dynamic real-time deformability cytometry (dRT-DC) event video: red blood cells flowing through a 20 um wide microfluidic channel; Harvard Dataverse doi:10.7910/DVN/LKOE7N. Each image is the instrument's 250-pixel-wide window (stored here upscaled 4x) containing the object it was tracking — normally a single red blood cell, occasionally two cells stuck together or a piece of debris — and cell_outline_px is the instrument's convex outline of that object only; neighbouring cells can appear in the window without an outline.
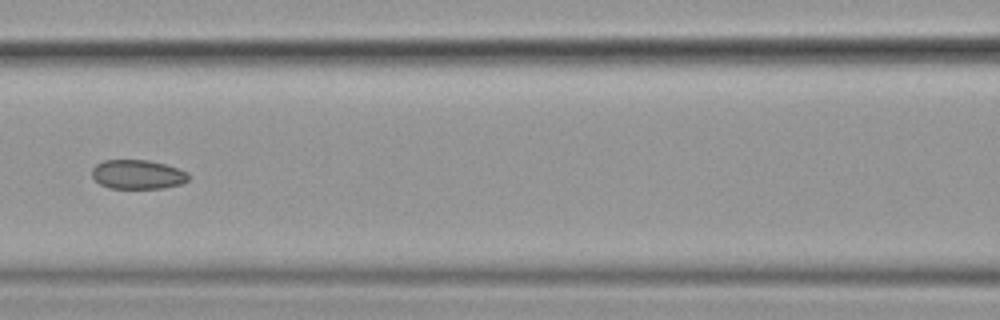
{"species": "common noctule bat (a hibernating species)", "species_latin": "Nyctalus noctula", "temperature_condition": "cold", "stored_images_in_passage": 9, "camera_frame_rate_fps": 3000, "um_per_image_px": 0.085, "animal": {"sex": "female", "body_mass_g": 19.9}, "frame": {"image": 1, "passage_image": 6, "time_ms": 1.667, "image_size_px": [1000, 320], "cell_outline_px": [[188, 180], [180, 184], [164, 188], [108, 188], [100, 184], [92, 176], [92, 168], [96, 164], [104, 160], [148, 160], [164, 164], [188, 172]], "centroid_in_image_um": [11.68, 14.83], "position_along_channel_um": 154.9, "area_um2": 16.36}}
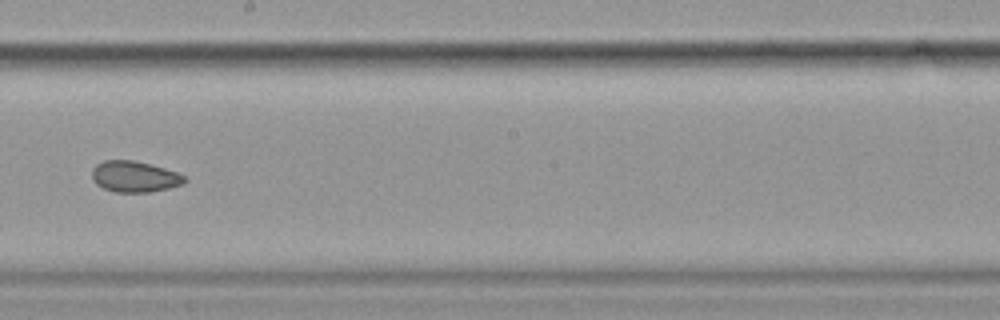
{"frame": {"image": 2, "passage_image": 8, "time_ms": 2.333, "image_size_px": [1000, 320], "cell_outline_px": [[188, 180], [184, 184], [168, 188], [148, 192], [116, 192], [104, 188], [96, 184], [92, 180], [92, 168], [96, 164], [104, 160], [132, 160], [164, 168], [176, 172], [184, 176]], "centroid_in_image_um": [11.42, 15.01], "position_along_channel_um": 236.8, "area_um2": 16.7}}
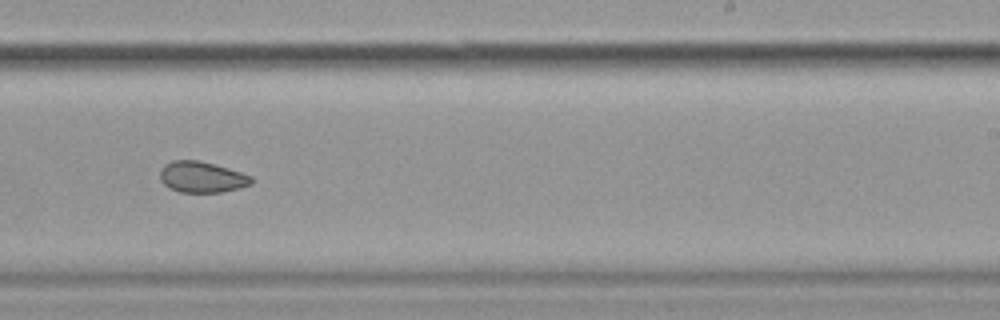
{"frame": {"image": 3, "passage_image": 9, "time_ms": 2.667, "image_size_px": [1000, 320], "cell_outline_px": [[252, 184], [240, 188], [220, 192], [180, 192], [168, 188], [160, 180], [160, 168], [164, 164], [172, 160], [196, 160], [228, 168], [252, 176]], "centroid_in_image_um": [17.12, 15.05], "position_along_channel_um": 271.9, "area_um2": 16.53}}